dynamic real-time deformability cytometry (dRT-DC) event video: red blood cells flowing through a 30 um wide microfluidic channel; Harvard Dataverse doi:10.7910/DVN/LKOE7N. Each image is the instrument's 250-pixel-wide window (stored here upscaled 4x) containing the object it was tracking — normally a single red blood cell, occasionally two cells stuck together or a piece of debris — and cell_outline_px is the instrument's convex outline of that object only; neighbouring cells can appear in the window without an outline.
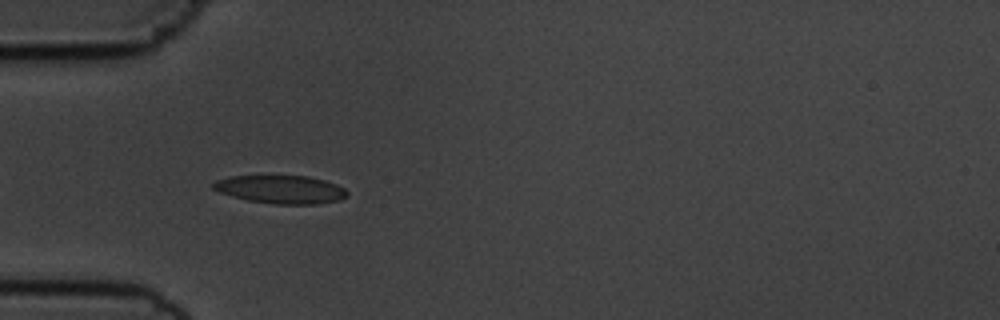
{"species": "common noctule bat (a hibernating species)", "species_latin": "Nyctalus noctula", "temperature_condition": "cold", "stored_images_in_passage": 10, "camera_frame_rate_fps": 3000, "um_per_image_px": 0.085, "animal": {"sex": "male", "body_mass_g": 19.5, "forearm_length_mm": 54.6}, "frame": {"image": 1, "passage_image": 4, "time_ms": 1.0, "image_size_px": [1000, 320], "cell_outline_px": [[348, 196], [340, 200], [316, 204], [276, 204], [248, 200], [232, 196], [220, 192], [212, 188], [212, 184], [216, 180], [232, 176], [308, 176], [324, 180], [336, 184], [344, 188], [348, 192]], "centroid_in_image_um": [23.89, 16.1], "position_along_channel_um": 61.1, "area_um2": 21.91}}
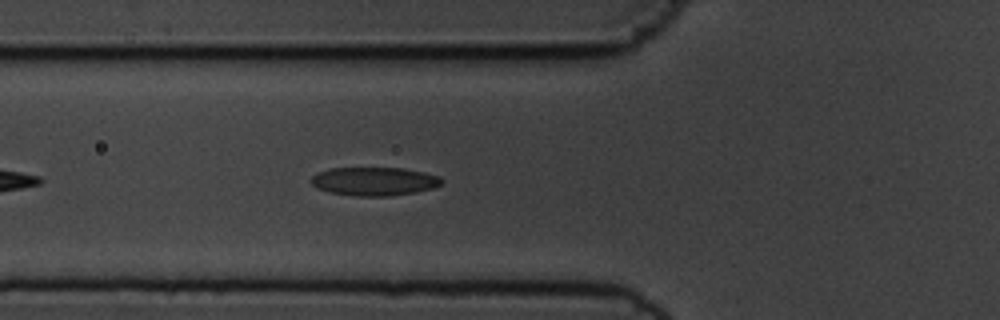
{"frame": {"image": 2, "passage_image": 7, "time_ms": 2.0, "image_size_px": [1000, 320], "cell_outline_px": [[444, 180], [440, 184], [432, 188], [416, 192], [392, 196], [356, 196], [328, 192], [316, 188], [308, 180], [312, 176], [320, 172], [332, 168], [404, 168], [424, 172], [440, 176]], "centroid_in_image_um": [31.81, 15.42], "position_along_channel_um": 94.0, "area_um2": 21.79}}